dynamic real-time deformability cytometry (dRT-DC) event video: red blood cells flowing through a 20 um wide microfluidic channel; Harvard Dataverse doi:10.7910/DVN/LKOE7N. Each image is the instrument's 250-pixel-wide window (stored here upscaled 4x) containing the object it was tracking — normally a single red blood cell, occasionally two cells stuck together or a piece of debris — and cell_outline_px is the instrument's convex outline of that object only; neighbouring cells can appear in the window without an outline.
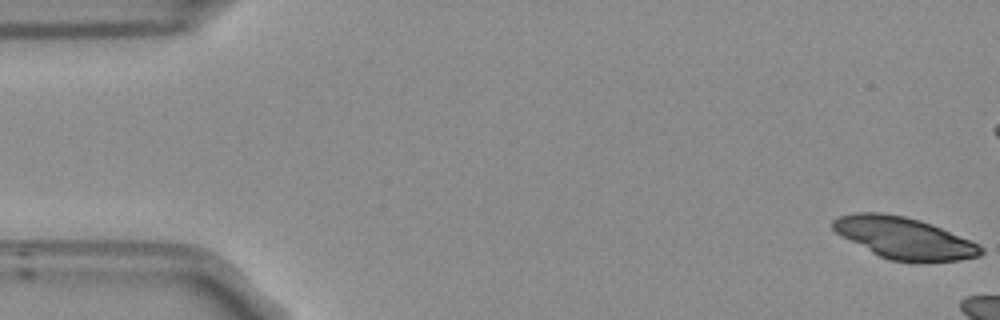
{"species": "Egyptian fruit bat (a non-hibernating species)", "species_latin": "Rousettus aegyptiacus", "temperature_condition": "room temperature", "stored_images_in_passage": 8, "camera_frame_rate_fps": 3000, "um_per_image_px": 0.085, "frame": {"image": 1, "passage_image": 1, "time_ms": 0.0, "image_size_px": [1000, 320], "cell_outline_px": [[984, 252], [980, 256], [960, 260], [920, 264], [888, 260], [872, 252], [836, 232], [832, 228], [832, 220], [840, 216], [856, 212], [884, 212], [904, 216], [920, 220], [932, 224], [968, 240], [984, 248]], "centroid_in_image_um": [76.87, 20.25], "position_along_channel_um": 8.1, "area_um2": 35.95}}